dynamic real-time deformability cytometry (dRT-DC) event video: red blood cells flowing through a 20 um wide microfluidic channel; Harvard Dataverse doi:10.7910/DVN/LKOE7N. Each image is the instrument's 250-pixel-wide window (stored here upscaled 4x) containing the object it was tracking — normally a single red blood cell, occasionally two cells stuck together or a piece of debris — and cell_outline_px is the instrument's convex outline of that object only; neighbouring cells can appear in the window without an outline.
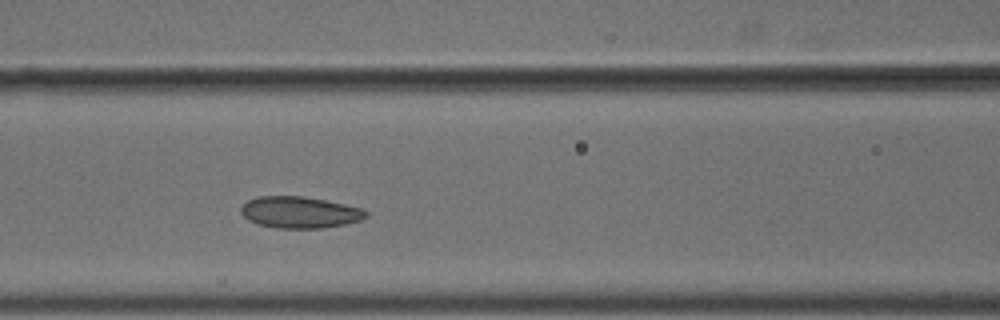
{"species": "common noctule bat (a hibernating species)", "species_latin": "Nyctalus noctula", "temperature_condition": "cold", "stored_images_in_passage": 12, "camera_frame_rate_fps": 3000, "um_per_image_px": 0.085, "animal": {"sex": "male", "body_mass_g": 18.8}, "frame": {"image": 1, "passage_image": 4, "time_ms": 1.0, "image_size_px": [1000, 320], "cell_outline_px": [[368, 216], [360, 220], [344, 224], [320, 228], [276, 228], [256, 224], [248, 220], [240, 212], [240, 208], [248, 200], [256, 196], [300, 196], [324, 200], [364, 208], [368, 212]], "centroid_in_image_um": [25.46, 18.05], "position_along_channel_um": 141.1, "area_um2": 23.0}}
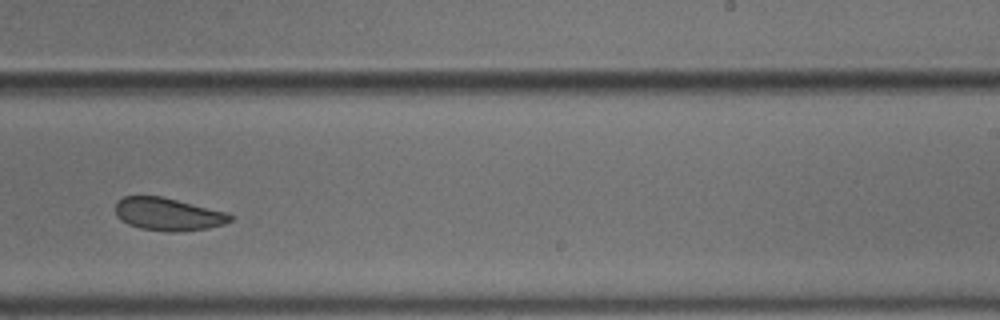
{"frame": {"image": 2, "passage_image": 7, "time_ms": 2.0, "image_size_px": [1000, 320], "cell_outline_px": [[232, 220], [224, 224], [208, 228], [180, 232], [168, 232], [140, 228], [128, 224], [120, 220], [116, 216], [116, 200], [124, 196], [160, 196], [228, 212], [232, 216]], "centroid_in_image_um": [14.27, 18.21], "position_along_channel_um": 274.7, "area_um2": 22.02}}
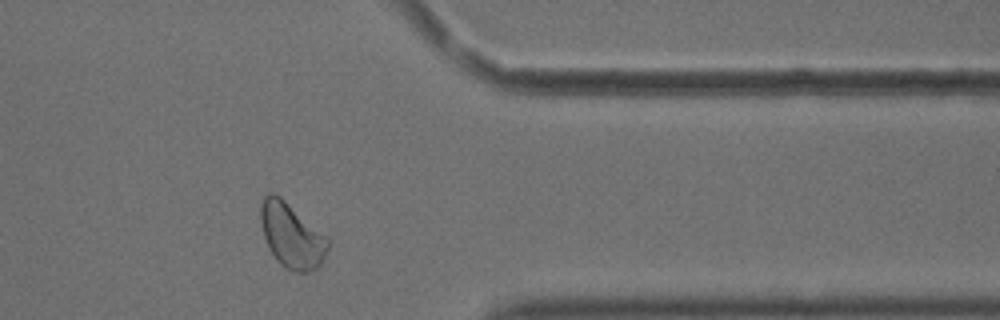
{"frame": {"image": 3, "passage_image": 10, "time_ms": 3.0, "image_size_px": [1000, 320], "cell_outline_px": [[328, 248], [324, 260], [320, 268], [308, 272], [296, 272], [284, 268], [280, 264], [268, 248], [264, 236], [260, 220], [260, 204], [264, 196], [268, 192], [272, 192], [280, 196], [324, 236], [328, 240]], "centroid_in_image_um": [24.76, 20.05], "position_along_channel_um": 386.6, "area_um2": 25.14}}